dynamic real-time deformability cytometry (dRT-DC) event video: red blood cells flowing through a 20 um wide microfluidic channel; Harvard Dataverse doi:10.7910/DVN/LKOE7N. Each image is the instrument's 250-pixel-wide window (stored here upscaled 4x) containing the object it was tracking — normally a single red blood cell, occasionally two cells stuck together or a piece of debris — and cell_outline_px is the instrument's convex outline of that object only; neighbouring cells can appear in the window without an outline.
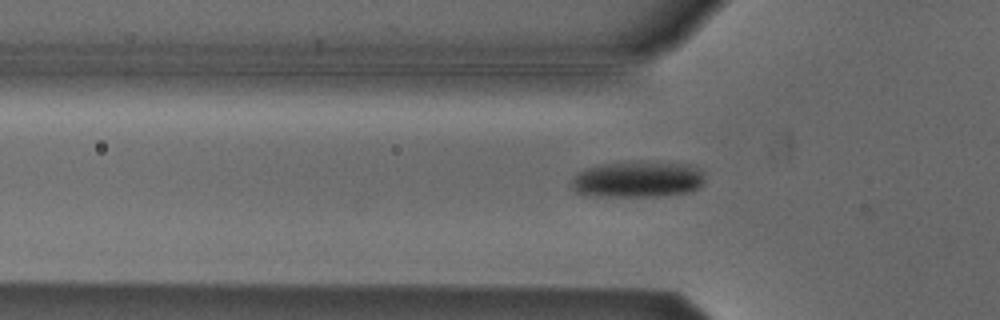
{"species": "Egyptian fruit bat (a non-hibernating species)", "species_latin": "Rousettus aegyptiacus", "temperature_condition": "cold", "stored_images_in_passage": 39, "camera_frame_rate_fps": 3000, "um_per_image_px": 0.085, "animal": {"sex": "male"}, "frame": {"image": 1, "passage_image": 10, "time_ms": 3.0, "image_size_px": [1000, 320], "cell_outline_px": [[704, 184], [700, 188], [692, 192], [664, 196], [584, 196], [576, 192], [568, 184], [576, 172], [584, 168], [600, 164], [640, 160], [688, 164], [704, 172]], "centroid_in_image_um": [54.18, 15.24], "position_along_channel_um": 71.6, "area_um2": 29.25}}
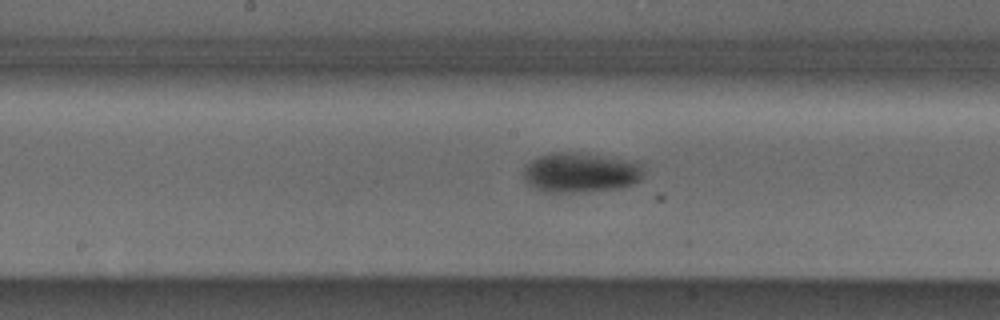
{"frame": {"image": 2, "passage_image": 20, "time_ms": 6.333, "image_size_px": [1000, 320], "cell_outline_px": [[644, 172], [640, 180], [632, 184], [620, 188], [588, 192], [544, 192], [532, 188], [524, 180], [524, 164], [540, 156], [552, 152], [576, 152], [600, 156], [640, 164]], "centroid_in_image_um": [49.27, 14.69], "position_along_channel_um": 198.9, "area_um2": 27.8}}
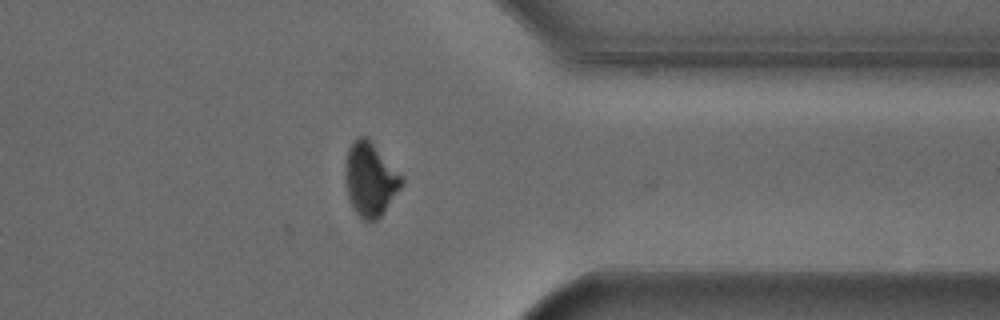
{"frame": {"image": 3, "passage_image": 35, "time_ms": 11.333, "image_size_px": [1000, 320], "cell_outline_px": [[404, 184], [384, 212], [376, 220], [364, 220], [352, 208], [344, 184], [344, 164], [348, 148], [352, 140], [356, 136], [368, 136], [372, 140], [404, 176]], "centroid_in_image_um": [31.47, 15.18], "position_along_channel_um": 379.9, "area_um2": 25.09}, "authors_computed_cell_mechanics": {"area_um2": 26.877, "velocity_mm_per_s": 3.8046, "shape_relaxation_time_tau1_ms": 3.2798, "shape_relaxation_time_tau2_ms": null, "deformation_change_tau1": 0.1128, "deformation_change_tau2": null}}